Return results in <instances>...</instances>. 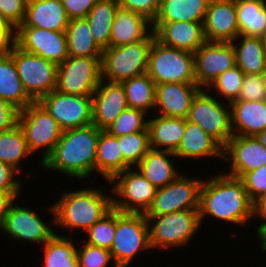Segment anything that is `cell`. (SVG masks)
I'll return each instance as SVG.
<instances>
[{"label":"cell","instance_id":"cell-1","mask_svg":"<svg viewBox=\"0 0 266 267\" xmlns=\"http://www.w3.org/2000/svg\"><path fill=\"white\" fill-rule=\"evenodd\" d=\"M253 205L254 202L247 194L240 178L222 171L210 179L203 178L198 208L201 223L204 224L206 216H211L219 222L234 223L241 228L251 222Z\"/></svg>","mask_w":266,"mask_h":267},{"label":"cell","instance_id":"cell-2","mask_svg":"<svg viewBox=\"0 0 266 267\" xmlns=\"http://www.w3.org/2000/svg\"><path fill=\"white\" fill-rule=\"evenodd\" d=\"M100 129L90 124L62 132L52 153L43 161L45 170H55L65 176L78 178V182L95 174L96 150Z\"/></svg>","mask_w":266,"mask_h":267},{"label":"cell","instance_id":"cell-3","mask_svg":"<svg viewBox=\"0 0 266 267\" xmlns=\"http://www.w3.org/2000/svg\"><path fill=\"white\" fill-rule=\"evenodd\" d=\"M104 192L107 191L99 187L63 192L56 202L46 208L54 217L50 226L86 232L113 208L112 195Z\"/></svg>","mask_w":266,"mask_h":267},{"label":"cell","instance_id":"cell-4","mask_svg":"<svg viewBox=\"0 0 266 267\" xmlns=\"http://www.w3.org/2000/svg\"><path fill=\"white\" fill-rule=\"evenodd\" d=\"M151 249L187 246L203 227L198 210H181L162 216H145Z\"/></svg>","mask_w":266,"mask_h":267},{"label":"cell","instance_id":"cell-5","mask_svg":"<svg viewBox=\"0 0 266 267\" xmlns=\"http://www.w3.org/2000/svg\"><path fill=\"white\" fill-rule=\"evenodd\" d=\"M155 34L152 31L144 40L103 49L101 68L102 79L123 82L147 72L149 51Z\"/></svg>","mask_w":266,"mask_h":267},{"label":"cell","instance_id":"cell-6","mask_svg":"<svg viewBox=\"0 0 266 267\" xmlns=\"http://www.w3.org/2000/svg\"><path fill=\"white\" fill-rule=\"evenodd\" d=\"M147 73L156 85L196 84L194 54L166 46L154 38L149 51Z\"/></svg>","mask_w":266,"mask_h":267},{"label":"cell","instance_id":"cell-7","mask_svg":"<svg viewBox=\"0 0 266 267\" xmlns=\"http://www.w3.org/2000/svg\"><path fill=\"white\" fill-rule=\"evenodd\" d=\"M151 249L145 214L115 209V235L110 252L114 267H128L135 256Z\"/></svg>","mask_w":266,"mask_h":267},{"label":"cell","instance_id":"cell-8","mask_svg":"<svg viewBox=\"0 0 266 267\" xmlns=\"http://www.w3.org/2000/svg\"><path fill=\"white\" fill-rule=\"evenodd\" d=\"M212 96L207 89H201L194 97L187 121L197 124L223 148L232 138L230 103Z\"/></svg>","mask_w":266,"mask_h":267},{"label":"cell","instance_id":"cell-9","mask_svg":"<svg viewBox=\"0 0 266 267\" xmlns=\"http://www.w3.org/2000/svg\"><path fill=\"white\" fill-rule=\"evenodd\" d=\"M18 125L24 133L30 152L35 155V152L43 151L41 163L52 153L63 132L58 122L38 101L19 111Z\"/></svg>","mask_w":266,"mask_h":267},{"label":"cell","instance_id":"cell-10","mask_svg":"<svg viewBox=\"0 0 266 267\" xmlns=\"http://www.w3.org/2000/svg\"><path fill=\"white\" fill-rule=\"evenodd\" d=\"M8 53L13 57L25 91L34 101L56 89L57 64L26 52L15 43Z\"/></svg>","mask_w":266,"mask_h":267},{"label":"cell","instance_id":"cell-11","mask_svg":"<svg viewBox=\"0 0 266 267\" xmlns=\"http://www.w3.org/2000/svg\"><path fill=\"white\" fill-rule=\"evenodd\" d=\"M108 183L112 185L113 208L123 213L145 214L157 191L135 167L118 173Z\"/></svg>","mask_w":266,"mask_h":267},{"label":"cell","instance_id":"cell-12","mask_svg":"<svg viewBox=\"0 0 266 267\" xmlns=\"http://www.w3.org/2000/svg\"><path fill=\"white\" fill-rule=\"evenodd\" d=\"M101 59L102 57L69 56L58 65L55 90L92 97L102 80Z\"/></svg>","mask_w":266,"mask_h":267},{"label":"cell","instance_id":"cell-13","mask_svg":"<svg viewBox=\"0 0 266 267\" xmlns=\"http://www.w3.org/2000/svg\"><path fill=\"white\" fill-rule=\"evenodd\" d=\"M202 178H191L181 173L168 185L157 188L145 216H162L181 210H198Z\"/></svg>","mask_w":266,"mask_h":267},{"label":"cell","instance_id":"cell-14","mask_svg":"<svg viewBox=\"0 0 266 267\" xmlns=\"http://www.w3.org/2000/svg\"><path fill=\"white\" fill-rule=\"evenodd\" d=\"M38 102L64 130L92 124V97L53 90Z\"/></svg>","mask_w":266,"mask_h":267},{"label":"cell","instance_id":"cell-15","mask_svg":"<svg viewBox=\"0 0 266 267\" xmlns=\"http://www.w3.org/2000/svg\"><path fill=\"white\" fill-rule=\"evenodd\" d=\"M16 202L0 224V230L22 244L37 242L43 246L57 231L45 223L37 211L16 205Z\"/></svg>","mask_w":266,"mask_h":267},{"label":"cell","instance_id":"cell-16","mask_svg":"<svg viewBox=\"0 0 266 267\" xmlns=\"http://www.w3.org/2000/svg\"><path fill=\"white\" fill-rule=\"evenodd\" d=\"M15 44L22 50L38 55L57 65L69 57L65 31L18 26Z\"/></svg>","mask_w":266,"mask_h":267},{"label":"cell","instance_id":"cell-17","mask_svg":"<svg viewBox=\"0 0 266 267\" xmlns=\"http://www.w3.org/2000/svg\"><path fill=\"white\" fill-rule=\"evenodd\" d=\"M196 84L207 89L221 74L236 66L231 42L206 41L194 53Z\"/></svg>","mask_w":266,"mask_h":267},{"label":"cell","instance_id":"cell-18","mask_svg":"<svg viewBox=\"0 0 266 267\" xmlns=\"http://www.w3.org/2000/svg\"><path fill=\"white\" fill-rule=\"evenodd\" d=\"M223 160L228 161L230 167L225 173L241 178L245 173L266 165V147L255 136L233 135L223 148Z\"/></svg>","mask_w":266,"mask_h":267},{"label":"cell","instance_id":"cell-19","mask_svg":"<svg viewBox=\"0 0 266 267\" xmlns=\"http://www.w3.org/2000/svg\"><path fill=\"white\" fill-rule=\"evenodd\" d=\"M127 107L122 83L102 79L92 95V124L106 130Z\"/></svg>","mask_w":266,"mask_h":267},{"label":"cell","instance_id":"cell-20","mask_svg":"<svg viewBox=\"0 0 266 267\" xmlns=\"http://www.w3.org/2000/svg\"><path fill=\"white\" fill-rule=\"evenodd\" d=\"M203 31L208 42H232L239 36L235 0H210Z\"/></svg>","mask_w":266,"mask_h":267},{"label":"cell","instance_id":"cell-21","mask_svg":"<svg viewBox=\"0 0 266 267\" xmlns=\"http://www.w3.org/2000/svg\"><path fill=\"white\" fill-rule=\"evenodd\" d=\"M201 88L197 84L162 83L156 85L155 115L187 118L191 103Z\"/></svg>","mask_w":266,"mask_h":267},{"label":"cell","instance_id":"cell-22","mask_svg":"<svg viewBox=\"0 0 266 267\" xmlns=\"http://www.w3.org/2000/svg\"><path fill=\"white\" fill-rule=\"evenodd\" d=\"M152 31L162 44L193 54L206 42L200 22H157Z\"/></svg>","mask_w":266,"mask_h":267},{"label":"cell","instance_id":"cell-23","mask_svg":"<svg viewBox=\"0 0 266 267\" xmlns=\"http://www.w3.org/2000/svg\"><path fill=\"white\" fill-rule=\"evenodd\" d=\"M69 21L61 0H27L25 18L19 26L66 31Z\"/></svg>","mask_w":266,"mask_h":267},{"label":"cell","instance_id":"cell-24","mask_svg":"<svg viewBox=\"0 0 266 267\" xmlns=\"http://www.w3.org/2000/svg\"><path fill=\"white\" fill-rule=\"evenodd\" d=\"M177 159L188 160L211 157L212 160L220 158L223 160V147L211 136H209L197 124L186 120L185 133L178 149L174 152ZM214 157V158H213Z\"/></svg>","mask_w":266,"mask_h":267},{"label":"cell","instance_id":"cell-25","mask_svg":"<svg viewBox=\"0 0 266 267\" xmlns=\"http://www.w3.org/2000/svg\"><path fill=\"white\" fill-rule=\"evenodd\" d=\"M233 135L255 136L266 129V100L230 103Z\"/></svg>","mask_w":266,"mask_h":267},{"label":"cell","instance_id":"cell-26","mask_svg":"<svg viewBox=\"0 0 266 267\" xmlns=\"http://www.w3.org/2000/svg\"><path fill=\"white\" fill-rule=\"evenodd\" d=\"M175 160L178 159L174 152L151 149L135 168L156 188H161L181 174Z\"/></svg>","mask_w":266,"mask_h":267},{"label":"cell","instance_id":"cell-27","mask_svg":"<svg viewBox=\"0 0 266 267\" xmlns=\"http://www.w3.org/2000/svg\"><path fill=\"white\" fill-rule=\"evenodd\" d=\"M156 116L148 118L147 128L151 149L175 152L184 136L187 119Z\"/></svg>","mask_w":266,"mask_h":267},{"label":"cell","instance_id":"cell-28","mask_svg":"<svg viewBox=\"0 0 266 267\" xmlns=\"http://www.w3.org/2000/svg\"><path fill=\"white\" fill-rule=\"evenodd\" d=\"M151 32L152 27L136 12L118 7L111 28L109 47L139 42Z\"/></svg>","mask_w":266,"mask_h":267},{"label":"cell","instance_id":"cell-29","mask_svg":"<svg viewBox=\"0 0 266 267\" xmlns=\"http://www.w3.org/2000/svg\"><path fill=\"white\" fill-rule=\"evenodd\" d=\"M0 98L22 111L34 100L27 94L9 53L0 54Z\"/></svg>","mask_w":266,"mask_h":267},{"label":"cell","instance_id":"cell-30","mask_svg":"<svg viewBox=\"0 0 266 267\" xmlns=\"http://www.w3.org/2000/svg\"><path fill=\"white\" fill-rule=\"evenodd\" d=\"M123 172V156L118 137L101 130L96 150L95 173L110 182L118 173Z\"/></svg>","mask_w":266,"mask_h":267},{"label":"cell","instance_id":"cell-31","mask_svg":"<svg viewBox=\"0 0 266 267\" xmlns=\"http://www.w3.org/2000/svg\"><path fill=\"white\" fill-rule=\"evenodd\" d=\"M239 35L262 38L266 33V1L235 0Z\"/></svg>","mask_w":266,"mask_h":267},{"label":"cell","instance_id":"cell-32","mask_svg":"<svg viewBox=\"0 0 266 267\" xmlns=\"http://www.w3.org/2000/svg\"><path fill=\"white\" fill-rule=\"evenodd\" d=\"M231 43L235 49L236 65L245 74L260 75L266 65L262 38L239 35Z\"/></svg>","mask_w":266,"mask_h":267},{"label":"cell","instance_id":"cell-33","mask_svg":"<svg viewBox=\"0 0 266 267\" xmlns=\"http://www.w3.org/2000/svg\"><path fill=\"white\" fill-rule=\"evenodd\" d=\"M65 32L69 56L102 57L103 49L94 41L86 18L71 19Z\"/></svg>","mask_w":266,"mask_h":267},{"label":"cell","instance_id":"cell-34","mask_svg":"<svg viewBox=\"0 0 266 267\" xmlns=\"http://www.w3.org/2000/svg\"><path fill=\"white\" fill-rule=\"evenodd\" d=\"M210 0H162L158 22L203 23Z\"/></svg>","mask_w":266,"mask_h":267},{"label":"cell","instance_id":"cell-35","mask_svg":"<svg viewBox=\"0 0 266 267\" xmlns=\"http://www.w3.org/2000/svg\"><path fill=\"white\" fill-rule=\"evenodd\" d=\"M118 7L117 0H98L86 16L94 41L102 49L109 47L111 28Z\"/></svg>","mask_w":266,"mask_h":267},{"label":"cell","instance_id":"cell-36","mask_svg":"<svg viewBox=\"0 0 266 267\" xmlns=\"http://www.w3.org/2000/svg\"><path fill=\"white\" fill-rule=\"evenodd\" d=\"M57 232L43 245V267H78L76 242Z\"/></svg>","mask_w":266,"mask_h":267},{"label":"cell","instance_id":"cell-37","mask_svg":"<svg viewBox=\"0 0 266 267\" xmlns=\"http://www.w3.org/2000/svg\"><path fill=\"white\" fill-rule=\"evenodd\" d=\"M130 108L149 114L155 107L156 83L148 73H143L121 82Z\"/></svg>","mask_w":266,"mask_h":267},{"label":"cell","instance_id":"cell-38","mask_svg":"<svg viewBox=\"0 0 266 267\" xmlns=\"http://www.w3.org/2000/svg\"><path fill=\"white\" fill-rule=\"evenodd\" d=\"M31 155L33 154L30 152L24 133L18 124L10 130L0 132V161L22 173L21 161Z\"/></svg>","mask_w":266,"mask_h":267},{"label":"cell","instance_id":"cell-39","mask_svg":"<svg viewBox=\"0 0 266 267\" xmlns=\"http://www.w3.org/2000/svg\"><path fill=\"white\" fill-rule=\"evenodd\" d=\"M123 156V171L136 167L151 150L149 131H138L118 137Z\"/></svg>","mask_w":266,"mask_h":267},{"label":"cell","instance_id":"cell-40","mask_svg":"<svg viewBox=\"0 0 266 267\" xmlns=\"http://www.w3.org/2000/svg\"><path fill=\"white\" fill-rule=\"evenodd\" d=\"M147 113L142 110L127 107L106 131L116 137L132 134L138 131H148Z\"/></svg>","mask_w":266,"mask_h":267},{"label":"cell","instance_id":"cell-41","mask_svg":"<svg viewBox=\"0 0 266 267\" xmlns=\"http://www.w3.org/2000/svg\"><path fill=\"white\" fill-rule=\"evenodd\" d=\"M245 73L236 65L233 68L221 73L217 79L207 88L215 90V97L225 98L227 103L238 99L241 91L242 81Z\"/></svg>","mask_w":266,"mask_h":267},{"label":"cell","instance_id":"cell-42","mask_svg":"<svg viewBox=\"0 0 266 267\" xmlns=\"http://www.w3.org/2000/svg\"><path fill=\"white\" fill-rule=\"evenodd\" d=\"M85 234L88 235L83 241L87 244L110 250L115 235V209L112 208L99 221L94 223Z\"/></svg>","mask_w":266,"mask_h":267},{"label":"cell","instance_id":"cell-43","mask_svg":"<svg viewBox=\"0 0 266 267\" xmlns=\"http://www.w3.org/2000/svg\"><path fill=\"white\" fill-rule=\"evenodd\" d=\"M77 245L78 267H108L114 261L110 250L83 242Z\"/></svg>","mask_w":266,"mask_h":267},{"label":"cell","instance_id":"cell-44","mask_svg":"<svg viewBox=\"0 0 266 267\" xmlns=\"http://www.w3.org/2000/svg\"><path fill=\"white\" fill-rule=\"evenodd\" d=\"M119 7L136 12L152 28L159 20L162 0H117Z\"/></svg>","mask_w":266,"mask_h":267},{"label":"cell","instance_id":"cell-45","mask_svg":"<svg viewBox=\"0 0 266 267\" xmlns=\"http://www.w3.org/2000/svg\"><path fill=\"white\" fill-rule=\"evenodd\" d=\"M237 100L251 102L266 100V86L263 84L260 75L245 74Z\"/></svg>","mask_w":266,"mask_h":267},{"label":"cell","instance_id":"cell-46","mask_svg":"<svg viewBox=\"0 0 266 267\" xmlns=\"http://www.w3.org/2000/svg\"><path fill=\"white\" fill-rule=\"evenodd\" d=\"M240 179L250 199L255 202L266 191V165L245 173Z\"/></svg>","mask_w":266,"mask_h":267},{"label":"cell","instance_id":"cell-47","mask_svg":"<svg viewBox=\"0 0 266 267\" xmlns=\"http://www.w3.org/2000/svg\"><path fill=\"white\" fill-rule=\"evenodd\" d=\"M27 0H0V13L16 28L23 23Z\"/></svg>","mask_w":266,"mask_h":267},{"label":"cell","instance_id":"cell-48","mask_svg":"<svg viewBox=\"0 0 266 267\" xmlns=\"http://www.w3.org/2000/svg\"><path fill=\"white\" fill-rule=\"evenodd\" d=\"M18 173L11 165L0 161V191L21 193L23 180L16 177Z\"/></svg>","mask_w":266,"mask_h":267},{"label":"cell","instance_id":"cell-49","mask_svg":"<svg viewBox=\"0 0 266 267\" xmlns=\"http://www.w3.org/2000/svg\"><path fill=\"white\" fill-rule=\"evenodd\" d=\"M68 18H86L98 0H61Z\"/></svg>","mask_w":266,"mask_h":267},{"label":"cell","instance_id":"cell-50","mask_svg":"<svg viewBox=\"0 0 266 267\" xmlns=\"http://www.w3.org/2000/svg\"><path fill=\"white\" fill-rule=\"evenodd\" d=\"M16 41V27L0 13V54L8 53Z\"/></svg>","mask_w":266,"mask_h":267},{"label":"cell","instance_id":"cell-51","mask_svg":"<svg viewBox=\"0 0 266 267\" xmlns=\"http://www.w3.org/2000/svg\"><path fill=\"white\" fill-rule=\"evenodd\" d=\"M19 110L0 98V132L10 130L18 124Z\"/></svg>","mask_w":266,"mask_h":267},{"label":"cell","instance_id":"cell-52","mask_svg":"<svg viewBox=\"0 0 266 267\" xmlns=\"http://www.w3.org/2000/svg\"><path fill=\"white\" fill-rule=\"evenodd\" d=\"M21 194L0 191V224L3 222L12 204L18 200L19 196L21 197Z\"/></svg>","mask_w":266,"mask_h":267},{"label":"cell","instance_id":"cell-53","mask_svg":"<svg viewBox=\"0 0 266 267\" xmlns=\"http://www.w3.org/2000/svg\"><path fill=\"white\" fill-rule=\"evenodd\" d=\"M255 217H261L263 222H259L257 227V237L266 229V200H256L253 205V219Z\"/></svg>","mask_w":266,"mask_h":267},{"label":"cell","instance_id":"cell-54","mask_svg":"<svg viewBox=\"0 0 266 267\" xmlns=\"http://www.w3.org/2000/svg\"><path fill=\"white\" fill-rule=\"evenodd\" d=\"M258 241H260L261 251L266 252V229L258 236Z\"/></svg>","mask_w":266,"mask_h":267},{"label":"cell","instance_id":"cell-55","mask_svg":"<svg viewBox=\"0 0 266 267\" xmlns=\"http://www.w3.org/2000/svg\"><path fill=\"white\" fill-rule=\"evenodd\" d=\"M256 139L266 147V129L255 135Z\"/></svg>","mask_w":266,"mask_h":267},{"label":"cell","instance_id":"cell-56","mask_svg":"<svg viewBox=\"0 0 266 267\" xmlns=\"http://www.w3.org/2000/svg\"><path fill=\"white\" fill-rule=\"evenodd\" d=\"M260 77L262 79L263 84L266 86V65L264 69L260 73Z\"/></svg>","mask_w":266,"mask_h":267},{"label":"cell","instance_id":"cell-57","mask_svg":"<svg viewBox=\"0 0 266 267\" xmlns=\"http://www.w3.org/2000/svg\"><path fill=\"white\" fill-rule=\"evenodd\" d=\"M263 40V45H264V49H265V53H266V33L265 35L262 37Z\"/></svg>","mask_w":266,"mask_h":267},{"label":"cell","instance_id":"cell-58","mask_svg":"<svg viewBox=\"0 0 266 267\" xmlns=\"http://www.w3.org/2000/svg\"><path fill=\"white\" fill-rule=\"evenodd\" d=\"M257 200H266V191Z\"/></svg>","mask_w":266,"mask_h":267}]
</instances>
